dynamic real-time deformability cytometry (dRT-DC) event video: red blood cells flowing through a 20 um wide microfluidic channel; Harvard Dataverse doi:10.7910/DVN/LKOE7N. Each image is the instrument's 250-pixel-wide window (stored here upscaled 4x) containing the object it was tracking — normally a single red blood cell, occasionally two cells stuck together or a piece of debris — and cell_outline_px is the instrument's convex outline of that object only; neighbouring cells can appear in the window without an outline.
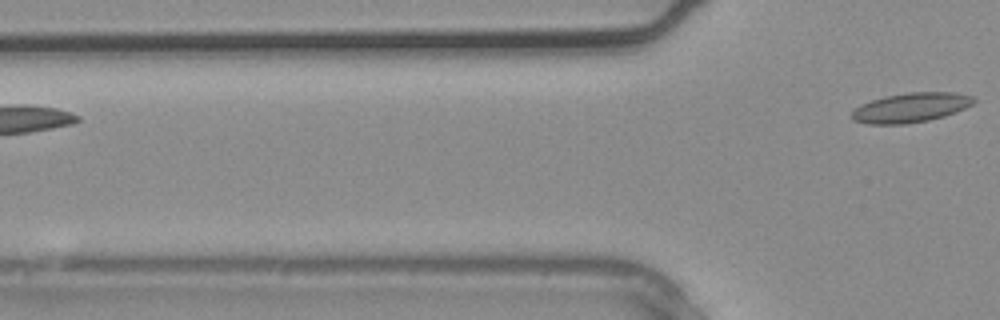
{"species": "common noctule bat (a hibernating species)", "species_latin": "Nyctalus noctula", "temperature_condition": "warm", "stored_images_in_passage": 2, "camera_frame_rate_fps": 3000, "um_per_image_px": 0.085, "animal": {"sex": "male", "body_mass_g": 20.4}, "frame": {"image": 1, "passage_image": 2, "time_ms": 0.333, "image_size_px": [1000, 320], "cell_outline_px": [[976, 100], [972, 104], [956, 112], [944, 116], [928, 120], [904, 124], [868, 124], [852, 120], [852, 112], [860, 104], [884, 96], [908, 92], [956, 92], [976, 96]], "centroid_in_image_um": [77.44, 9.13], "position_along_channel_um": 48.4, "area_um2": 21.1}}